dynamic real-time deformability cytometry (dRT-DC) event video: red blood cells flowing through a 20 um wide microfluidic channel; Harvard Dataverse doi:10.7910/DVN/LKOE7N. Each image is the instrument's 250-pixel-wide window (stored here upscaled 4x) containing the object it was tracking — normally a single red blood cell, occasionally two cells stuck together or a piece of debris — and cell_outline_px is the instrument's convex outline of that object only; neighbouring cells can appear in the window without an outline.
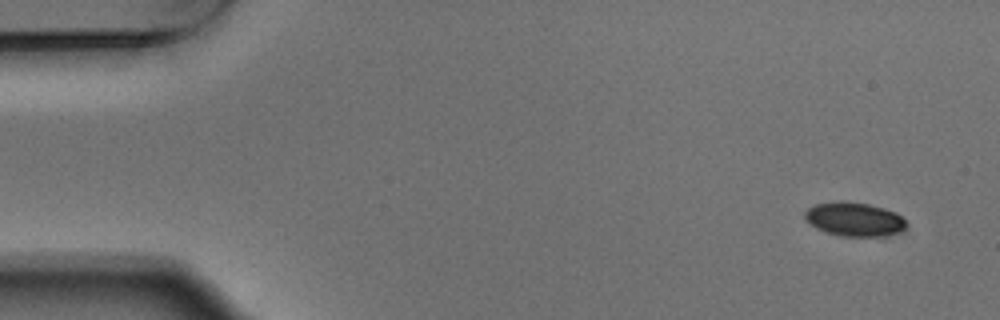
{"species": "Egyptian fruit bat (a non-hibernating species)", "species_latin": "Rousettus aegyptiacus", "temperature_condition": "warm", "stored_images_in_passage": 7, "camera_frame_rate_fps": 3000, "um_per_image_px": 0.085, "animal": {"sex": "male"}, "frame": {"image": 1, "passage_image": 1, "time_ms": 0.0, "image_size_px": [1000, 320], "cell_outline_px": [[904, 228], [900, 232], [888, 236], [840, 236], [816, 228], [804, 216], [804, 212], [808, 208], [816, 204], [840, 200], [868, 204], [884, 208], [896, 212], [904, 220]], "centroid_in_image_um": [72.62, 18.63], "position_along_channel_um": 12.4, "area_um2": 19.88}}
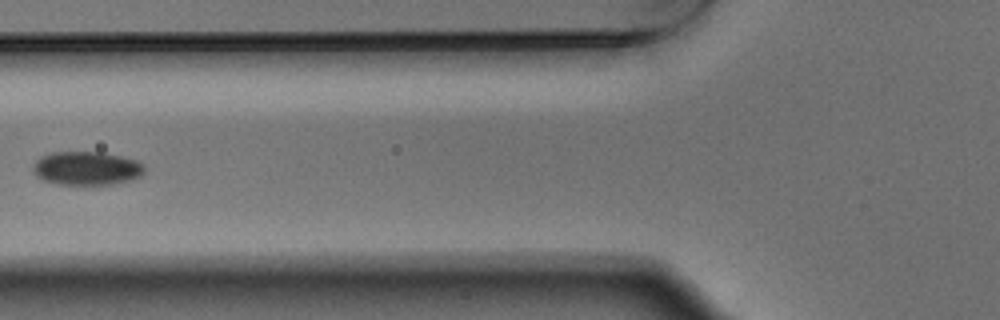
{"frame": {"image": 2, "passage_image": 6, "time_ms": 1.667, "image_size_px": [1000, 320], "cell_outline_px": [[144, 172], [140, 176], [132, 180], [112, 184], [60, 184], [40, 180], [32, 172], [32, 164], [40, 156], [52, 152], [100, 152], [120, 156], [136, 160], [144, 164]], "centroid_in_image_um": [7.32, 14.3], "position_along_channel_um": 118.5, "area_um2": 22.02}}
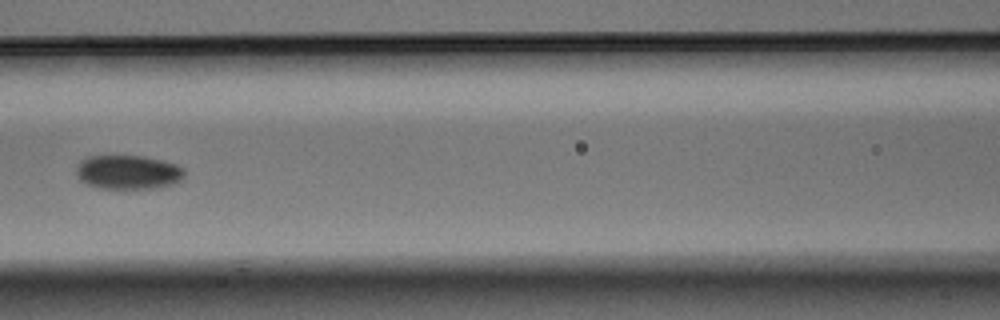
{"frame": {"image": 3, "passage_image": 7, "time_ms": 2.0, "image_size_px": [1000, 320], "cell_outline_px": [[184, 176], [180, 180], [172, 184], [160, 188], [100, 188], [84, 184], [76, 176], [76, 168], [80, 160], [88, 156], [144, 156], [176, 164], [184, 168]], "centroid_in_image_um": [10.86, 14.64], "position_along_channel_um": 155.7, "area_um2": 21.62}}